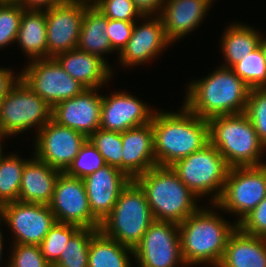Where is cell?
I'll return each instance as SVG.
<instances>
[{
  "label": "cell",
  "instance_id": "6da1fadb",
  "mask_svg": "<svg viewBox=\"0 0 266 267\" xmlns=\"http://www.w3.org/2000/svg\"><path fill=\"white\" fill-rule=\"evenodd\" d=\"M157 166L171 167L209 143V123L183 104L179 111L155 110L152 119Z\"/></svg>",
  "mask_w": 266,
  "mask_h": 267
},
{
  "label": "cell",
  "instance_id": "7a4b0ae2",
  "mask_svg": "<svg viewBox=\"0 0 266 267\" xmlns=\"http://www.w3.org/2000/svg\"><path fill=\"white\" fill-rule=\"evenodd\" d=\"M188 83L182 103L201 118L208 120L246 110L251 88L231 68L219 66L204 78Z\"/></svg>",
  "mask_w": 266,
  "mask_h": 267
},
{
  "label": "cell",
  "instance_id": "3957f363",
  "mask_svg": "<svg viewBox=\"0 0 266 267\" xmlns=\"http://www.w3.org/2000/svg\"><path fill=\"white\" fill-rule=\"evenodd\" d=\"M229 222L213 208L201 206L178 224L182 257L187 267L219 265L228 238L238 227L236 222Z\"/></svg>",
  "mask_w": 266,
  "mask_h": 267
},
{
  "label": "cell",
  "instance_id": "277c9868",
  "mask_svg": "<svg viewBox=\"0 0 266 267\" xmlns=\"http://www.w3.org/2000/svg\"><path fill=\"white\" fill-rule=\"evenodd\" d=\"M135 181L145 192L154 220L180 224L201 207L171 167H152Z\"/></svg>",
  "mask_w": 266,
  "mask_h": 267
},
{
  "label": "cell",
  "instance_id": "5b68a950",
  "mask_svg": "<svg viewBox=\"0 0 266 267\" xmlns=\"http://www.w3.org/2000/svg\"><path fill=\"white\" fill-rule=\"evenodd\" d=\"M209 142L231 167L260 166L266 147L245 112L208 119Z\"/></svg>",
  "mask_w": 266,
  "mask_h": 267
},
{
  "label": "cell",
  "instance_id": "8992f818",
  "mask_svg": "<svg viewBox=\"0 0 266 267\" xmlns=\"http://www.w3.org/2000/svg\"><path fill=\"white\" fill-rule=\"evenodd\" d=\"M153 221L144 190L135 180H131L122 190L112 211L102 220L99 230L134 249Z\"/></svg>",
  "mask_w": 266,
  "mask_h": 267
},
{
  "label": "cell",
  "instance_id": "52a82bcc",
  "mask_svg": "<svg viewBox=\"0 0 266 267\" xmlns=\"http://www.w3.org/2000/svg\"><path fill=\"white\" fill-rule=\"evenodd\" d=\"M171 168L180 180L200 199L212 196L208 201L215 204L220 198L230 167L224 157L210 142L183 159Z\"/></svg>",
  "mask_w": 266,
  "mask_h": 267
},
{
  "label": "cell",
  "instance_id": "ba28073f",
  "mask_svg": "<svg viewBox=\"0 0 266 267\" xmlns=\"http://www.w3.org/2000/svg\"><path fill=\"white\" fill-rule=\"evenodd\" d=\"M52 119V107L20 78L0 101V131L9 137L36 128L35 135Z\"/></svg>",
  "mask_w": 266,
  "mask_h": 267
},
{
  "label": "cell",
  "instance_id": "9c48e42d",
  "mask_svg": "<svg viewBox=\"0 0 266 267\" xmlns=\"http://www.w3.org/2000/svg\"><path fill=\"white\" fill-rule=\"evenodd\" d=\"M266 197V164L231 167L215 210L236 214L238 224Z\"/></svg>",
  "mask_w": 266,
  "mask_h": 267
},
{
  "label": "cell",
  "instance_id": "30bf717a",
  "mask_svg": "<svg viewBox=\"0 0 266 267\" xmlns=\"http://www.w3.org/2000/svg\"><path fill=\"white\" fill-rule=\"evenodd\" d=\"M19 72L22 81L52 108L59 102L80 95L86 89L55 58L30 61Z\"/></svg>",
  "mask_w": 266,
  "mask_h": 267
},
{
  "label": "cell",
  "instance_id": "8fae6325",
  "mask_svg": "<svg viewBox=\"0 0 266 267\" xmlns=\"http://www.w3.org/2000/svg\"><path fill=\"white\" fill-rule=\"evenodd\" d=\"M136 267H187L177 223L154 220L133 249Z\"/></svg>",
  "mask_w": 266,
  "mask_h": 267
},
{
  "label": "cell",
  "instance_id": "7c38bea8",
  "mask_svg": "<svg viewBox=\"0 0 266 267\" xmlns=\"http://www.w3.org/2000/svg\"><path fill=\"white\" fill-rule=\"evenodd\" d=\"M2 222L13 233L12 244L39 245L57 221L49 205L17 200L0 206Z\"/></svg>",
  "mask_w": 266,
  "mask_h": 267
},
{
  "label": "cell",
  "instance_id": "4fadbf2b",
  "mask_svg": "<svg viewBox=\"0 0 266 267\" xmlns=\"http://www.w3.org/2000/svg\"><path fill=\"white\" fill-rule=\"evenodd\" d=\"M49 207L58 223L99 229L101 222L92 214L83 179L61 172L56 179Z\"/></svg>",
  "mask_w": 266,
  "mask_h": 267
},
{
  "label": "cell",
  "instance_id": "5bb4252c",
  "mask_svg": "<svg viewBox=\"0 0 266 267\" xmlns=\"http://www.w3.org/2000/svg\"><path fill=\"white\" fill-rule=\"evenodd\" d=\"M86 140L83 133L51 119L36 134L33 154L49 166L64 172Z\"/></svg>",
  "mask_w": 266,
  "mask_h": 267
},
{
  "label": "cell",
  "instance_id": "9a60e30c",
  "mask_svg": "<svg viewBox=\"0 0 266 267\" xmlns=\"http://www.w3.org/2000/svg\"><path fill=\"white\" fill-rule=\"evenodd\" d=\"M90 3L65 1L44 10L47 27V58L77 48L85 8Z\"/></svg>",
  "mask_w": 266,
  "mask_h": 267
},
{
  "label": "cell",
  "instance_id": "2e32d148",
  "mask_svg": "<svg viewBox=\"0 0 266 267\" xmlns=\"http://www.w3.org/2000/svg\"><path fill=\"white\" fill-rule=\"evenodd\" d=\"M142 20V24L138 22L139 20L135 22L127 45L118 55L117 62L124 67L144 65L150 62L149 60L156 59L157 55L171 44L165 35L159 15H143Z\"/></svg>",
  "mask_w": 266,
  "mask_h": 267
},
{
  "label": "cell",
  "instance_id": "e0dca14e",
  "mask_svg": "<svg viewBox=\"0 0 266 267\" xmlns=\"http://www.w3.org/2000/svg\"><path fill=\"white\" fill-rule=\"evenodd\" d=\"M127 92H114L102 95L99 128L124 132L151 122L156 109Z\"/></svg>",
  "mask_w": 266,
  "mask_h": 267
},
{
  "label": "cell",
  "instance_id": "ac0fdd59",
  "mask_svg": "<svg viewBox=\"0 0 266 267\" xmlns=\"http://www.w3.org/2000/svg\"><path fill=\"white\" fill-rule=\"evenodd\" d=\"M98 91L99 88L85 89L80 95L59 102L52 108V119L88 138L100 126L102 95Z\"/></svg>",
  "mask_w": 266,
  "mask_h": 267
},
{
  "label": "cell",
  "instance_id": "d6986e66",
  "mask_svg": "<svg viewBox=\"0 0 266 267\" xmlns=\"http://www.w3.org/2000/svg\"><path fill=\"white\" fill-rule=\"evenodd\" d=\"M92 214L100 221L112 211L131 179L108 164L83 179Z\"/></svg>",
  "mask_w": 266,
  "mask_h": 267
},
{
  "label": "cell",
  "instance_id": "ffe728a7",
  "mask_svg": "<svg viewBox=\"0 0 266 267\" xmlns=\"http://www.w3.org/2000/svg\"><path fill=\"white\" fill-rule=\"evenodd\" d=\"M213 4L214 0H165L159 16L168 41L175 43L201 26Z\"/></svg>",
  "mask_w": 266,
  "mask_h": 267
},
{
  "label": "cell",
  "instance_id": "44dd1931",
  "mask_svg": "<svg viewBox=\"0 0 266 267\" xmlns=\"http://www.w3.org/2000/svg\"><path fill=\"white\" fill-rule=\"evenodd\" d=\"M121 139L122 172L131 180L157 166L152 122L122 132Z\"/></svg>",
  "mask_w": 266,
  "mask_h": 267
},
{
  "label": "cell",
  "instance_id": "7402d4cb",
  "mask_svg": "<svg viewBox=\"0 0 266 267\" xmlns=\"http://www.w3.org/2000/svg\"><path fill=\"white\" fill-rule=\"evenodd\" d=\"M55 59L63 69L86 89L104 87L112 79V68L107 60L78 48L58 54ZM107 61V62H106Z\"/></svg>",
  "mask_w": 266,
  "mask_h": 267
},
{
  "label": "cell",
  "instance_id": "603a6c76",
  "mask_svg": "<svg viewBox=\"0 0 266 267\" xmlns=\"http://www.w3.org/2000/svg\"><path fill=\"white\" fill-rule=\"evenodd\" d=\"M60 173L33 154L23 168L18 201L49 205Z\"/></svg>",
  "mask_w": 266,
  "mask_h": 267
},
{
  "label": "cell",
  "instance_id": "cb8c5ba5",
  "mask_svg": "<svg viewBox=\"0 0 266 267\" xmlns=\"http://www.w3.org/2000/svg\"><path fill=\"white\" fill-rule=\"evenodd\" d=\"M217 267H266V238L245 234L237 227Z\"/></svg>",
  "mask_w": 266,
  "mask_h": 267
},
{
  "label": "cell",
  "instance_id": "d4e9b609",
  "mask_svg": "<svg viewBox=\"0 0 266 267\" xmlns=\"http://www.w3.org/2000/svg\"><path fill=\"white\" fill-rule=\"evenodd\" d=\"M16 43L30 62L47 58V27L44 10H24Z\"/></svg>",
  "mask_w": 266,
  "mask_h": 267
},
{
  "label": "cell",
  "instance_id": "484cf974",
  "mask_svg": "<svg viewBox=\"0 0 266 267\" xmlns=\"http://www.w3.org/2000/svg\"><path fill=\"white\" fill-rule=\"evenodd\" d=\"M107 27L108 18L93 4H89L83 15L77 48L105 60L102 55L114 52L105 33Z\"/></svg>",
  "mask_w": 266,
  "mask_h": 267
},
{
  "label": "cell",
  "instance_id": "4316f807",
  "mask_svg": "<svg viewBox=\"0 0 266 267\" xmlns=\"http://www.w3.org/2000/svg\"><path fill=\"white\" fill-rule=\"evenodd\" d=\"M245 23H232L225 28L221 39V53L226 63L221 66L232 68L242 57L260 46L262 34Z\"/></svg>",
  "mask_w": 266,
  "mask_h": 267
},
{
  "label": "cell",
  "instance_id": "83f0119b",
  "mask_svg": "<svg viewBox=\"0 0 266 267\" xmlns=\"http://www.w3.org/2000/svg\"><path fill=\"white\" fill-rule=\"evenodd\" d=\"M133 249L105 236L100 230L91 238L88 267H133Z\"/></svg>",
  "mask_w": 266,
  "mask_h": 267
},
{
  "label": "cell",
  "instance_id": "f1b7e54d",
  "mask_svg": "<svg viewBox=\"0 0 266 267\" xmlns=\"http://www.w3.org/2000/svg\"><path fill=\"white\" fill-rule=\"evenodd\" d=\"M6 155L0 161V206L18 200L23 168L29 160L16 153Z\"/></svg>",
  "mask_w": 266,
  "mask_h": 267
},
{
  "label": "cell",
  "instance_id": "f546056e",
  "mask_svg": "<svg viewBox=\"0 0 266 267\" xmlns=\"http://www.w3.org/2000/svg\"><path fill=\"white\" fill-rule=\"evenodd\" d=\"M98 231L80 228L66 243L59 260L52 267H88L90 241Z\"/></svg>",
  "mask_w": 266,
  "mask_h": 267
},
{
  "label": "cell",
  "instance_id": "4dcf8cb0",
  "mask_svg": "<svg viewBox=\"0 0 266 267\" xmlns=\"http://www.w3.org/2000/svg\"><path fill=\"white\" fill-rule=\"evenodd\" d=\"M250 88H266V63L261 46L231 68Z\"/></svg>",
  "mask_w": 266,
  "mask_h": 267
},
{
  "label": "cell",
  "instance_id": "1f68e13d",
  "mask_svg": "<svg viewBox=\"0 0 266 267\" xmlns=\"http://www.w3.org/2000/svg\"><path fill=\"white\" fill-rule=\"evenodd\" d=\"M80 229L77 225L56 222L39 244L47 262L53 266L60 258L66 243Z\"/></svg>",
  "mask_w": 266,
  "mask_h": 267
},
{
  "label": "cell",
  "instance_id": "d6a6232c",
  "mask_svg": "<svg viewBox=\"0 0 266 267\" xmlns=\"http://www.w3.org/2000/svg\"><path fill=\"white\" fill-rule=\"evenodd\" d=\"M88 139L103 156L106 164L122 171L123 143L120 132L98 128Z\"/></svg>",
  "mask_w": 266,
  "mask_h": 267
},
{
  "label": "cell",
  "instance_id": "836d02e7",
  "mask_svg": "<svg viewBox=\"0 0 266 267\" xmlns=\"http://www.w3.org/2000/svg\"><path fill=\"white\" fill-rule=\"evenodd\" d=\"M104 165L106 163L103 156L87 138L80 147L79 153L64 173L70 177L84 179Z\"/></svg>",
  "mask_w": 266,
  "mask_h": 267
},
{
  "label": "cell",
  "instance_id": "e575fe53",
  "mask_svg": "<svg viewBox=\"0 0 266 267\" xmlns=\"http://www.w3.org/2000/svg\"><path fill=\"white\" fill-rule=\"evenodd\" d=\"M24 10L16 1H0V49L16 42Z\"/></svg>",
  "mask_w": 266,
  "mask_h": 267
},
{
  "label": "cell",
  "instance_id": "d590c367",
  "mask_svg": "<svg viewBox=\"0 0 266 267\" xmlns=\"http://www.w3.org/2000/svg\"><path fill=\"white\" fill-rule=\"evenodd\" d=\"M245 113L266 147V88H251Z\"/></svg>",
  "mask_w": 266,
  "mask_h": 267
},
{
  "label": "cell",
  "instance_id": "8d00e7d4",
  "mask_svg": "<svg viewBox=\"0 0 266 267\" xmlns=\"http://www.w3.org/2000/svg\"><path fill=\"white\" fill-rule=\"evenodd\" d=\"M12 245L6 267H52L41 253L39 245Z\"/></svg>",
  "mask_w": 266,
  "mask_h": 267
},
{
  "label": "cell",
  "instance_id": "74e56055",
  "mask_svg": "<svg viewBox=\"0 0 266 267\" xmlns=\"http://www.w3.org/2000/svg\"><path fill=\"white\" fill-rule=\"evenodd\" d=\"M97 7L108 19L135 21L140 20L143 14L135 6L133 0H96Z\"/></svg>",
  "mask_w": 266,
  "mask_h": 267
},
{
  "label": "cell",
  "instance_id": "f35d334b",
  "mask_svg": "<svg viewBox=\"0 0 266 267\" xmlns=\"http://www.w3.org/2000/svg\"><path fill=\"white\" fill-rule=\"evenodd\" d=\"M237 226L245 234L266 238V197Z\"/></svg>",
  "mask_w": 266,
  "mask_h": 267
},
{
  "label": "cell",
  "instance_id": "ab89813d",
  "mask_svg": "<svg viewBox=\"0 0 266 267\" xmlns=\"http://www.w3.org/2000/svg\"><path fill=\"white\" fill-rule=\"evenodd\" d=\"M135 22L136 21L108 19V27L105 33L108 35L112 49L117 52V55H119L127 45L132 35Z\"/></svg>",
  "mask_w": 266,
  "mask_h": 267
},
{
  "label": "cell",
  "instance_id": "60d3db41",
  "mask_svg": "<svg viewBox=\"0 0 266 267\" xmlns=\"http://www.w3.org/2000/svg\"><path fill=\"white\" fill-rule=\"evenodd\" d=\"M19 79L20 73L16 75L10 68L0 67V101Z\"/></svg>",
  "mask_w": 266,
  "mask_h": 267
},
{
  "label": "cell",
  "instance_id": "b9f144b4",
  "mask_svg": "<svg viewBox=\"0 0 266 267\" xmlns=\"http://www.w3.org/2000/svg\"><path fill=\"white\" fill-rule=\"evenodd\" d=\"M143 15H159L165 0H133Z\"/></svg>",
  "mask_w": 266,
  "mask_h": 267
},
{
  "label": "cell",
  "instance_id": "7bdbcfd3",
  "mask_svg": "<svg viewBox=\"0 0 266 267\" xmlns=\"http://www.w3.org/2000/svg\"><path fill=\"white\" fill-rule=\"evenodd\" d=\"M67 0H16L25 10H46Z\"/></svg>",
  "mask_w": 266,
  "mask_h": 267
},
{
  "label": "cell",
  "instance_id": "ee69618b",
  "mask_svg": "<svg viewBox=\"0 0 266 267\" xmlns=\"http://www.w3.org/2000/svg\"><path fill=\"white\" fill-rule=\"evenodd\" d=\"M6 137L8 138L9 136L6 135L5 133H3L2 131H0V161L5 156V155H3L4 152H2L3 151V145H2V143H4L2 141H5L4 138H6ZM2 139H4V140H2Z\"/></svg>",
  "mask_w": 266,
  "mask_h": 267
},
{
  "label": "cell",
  "instance_id": "f6af8a7d",
  "mask_svg": "<svg viewBox=\"0 0 266 267\" xmlns=\"http://www.w3.org/2000/svg\"><path fill=\"white\" fill-rule=\"evenodd\" d=\"M264 37L265 36H262L260 46H261L262 54H263V57H264L265 63H266V37L265 38Z\"/></svg>",
  "mask_w": 266,
  "mask_h": 267
},
{
  "label": "cell",
  "instance_id": "bcb514c9",
  "mask_svg": "<svg viewBox=\"0 0 266 267\" xmlns=\"http://www.w3.org/2000/svg\"><path fill=\"white\" fill-rule=\"evenodd\" d=\"M1 226V225H0ZM4 235H3V233H2V230L0 229V261L2 260V255H3V247H4V243H3V241H4Z\"/></svg>",
  "mask_w": 266,
  "mask_h": 267
},
{
  "label": "cell",
  "instance_id": "7dc6e473",
  "mask_svg": "<svg viewBox=\"0 0 266 267\" xmlns=\"http://www.w3.org/2000/svg\"><path fill=\"white\" fill-rule=\"evenodd\" d=\"M67 1H83V2L93 4L96 0H67Z\"/></svg>",
  "mask_w": 266,
  "mask_h": 267
},
{
  "label": "cell",
  "instance_id": "c3c4849f",
  "mask_svg": "<svg viewBox=\"0 0 266 267\" xmlns=\"http://www.w3.org/2000/svg\"><path fill=\"white\" fill-rule=\"evenodd\" d=\"M0 1H7L8 2V1H16V0H0Z\"/></svg>",
  "mask_w": 266,
  "mask_h": 267
}]
</instances>
